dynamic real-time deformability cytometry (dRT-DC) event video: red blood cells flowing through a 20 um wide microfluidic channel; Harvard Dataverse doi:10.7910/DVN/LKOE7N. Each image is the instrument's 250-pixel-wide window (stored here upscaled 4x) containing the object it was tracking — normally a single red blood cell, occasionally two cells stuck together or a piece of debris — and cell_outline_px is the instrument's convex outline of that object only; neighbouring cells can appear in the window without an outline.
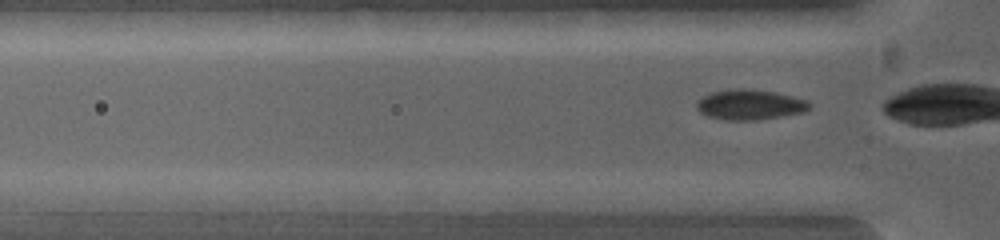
{"species": "common noctule bat (a hibernating species)", "species_latin": "Nyctalus noctula", "temperature_condition": "warm", "stored_images_in_passage": 4, "camera_frame_rate_fps": 5000, "um_per_image_px": 0.085, "animal": {"sex": "female", "body_mass_g": 19.0, "forearm_length_mm": 53.3}, "frame": {"image": 1, "passage_image": 2, "time_ms": 0.2, "image_size_px": [1000, 240], "cell_outline_px": [[788, 200], [784, 216], [772, 216], [692, 208], [672, 200], [692, 192], [752, 192]], "centroid_in_image_um": [62.53, 17.23], "position_along_channel_um": 63.3, "area_um2": 14.22}}